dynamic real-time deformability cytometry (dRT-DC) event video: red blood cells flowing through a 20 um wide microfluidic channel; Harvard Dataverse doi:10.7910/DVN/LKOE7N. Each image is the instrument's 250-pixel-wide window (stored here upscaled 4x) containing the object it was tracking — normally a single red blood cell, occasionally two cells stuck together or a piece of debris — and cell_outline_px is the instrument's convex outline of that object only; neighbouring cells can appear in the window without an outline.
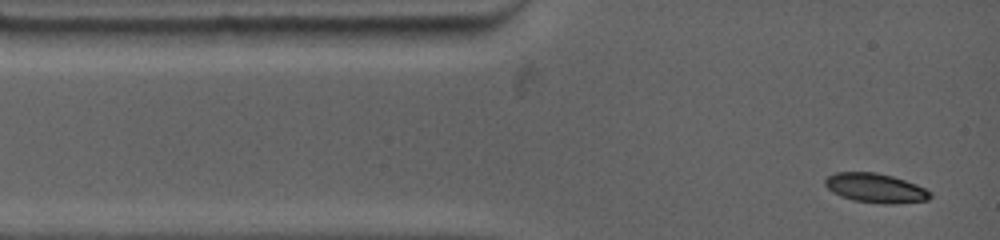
{"species": "common noctule bat (a hibernating species)", "species_latin": "Nyctalus noctula", "temperature_condition": "warm", "stored_images_in_passage": 3, "camera_frame_rate_fps": 4500, "um_per_image_px": 0.085, "animal": {"sex": "female", "body_mass_g": 19.0, "forearm_length_mm": 53.3}, "frame": {"image": 1, "passage_image": 1, "time_ms": 0.0, "image_size_px": [1000, 240], "cell_outline_px": [[932, 196], [928, 200], [892, 204], [884, 204], [852, 200], [840, 196], [832, 192], [824, 184], [824, 180], [828, 176], [836, 172], [876, 172], [892, 176], [916, 184], [932, 192]], "centroid_in_image_um": [74.41, 15.99], "position_along_channel_um": 10.6, "area_um2": 18.03}}
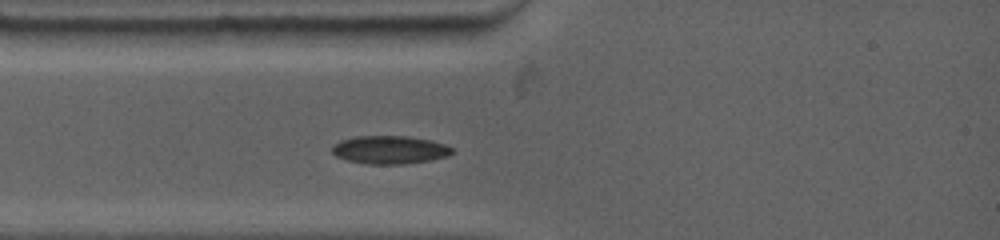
{"frame": {"image": 2, "passage_image": 3, "time_ms": 2.0, "image_size_px": [1000, 240], "cell_outline_px": [[452, 152], [448, 156], [428, 160], [404, 164], [368, 164], [348, 160], [336, 156], [332, 152], [332, 144], [340, 140], [356, 136], [408, 136], [432, 140], [444, 144], [452, 148]], "centroid_in_image_um": [33.1, 12.72], "position_along_channel_um": 51.9, "area_um2": 19.65}}